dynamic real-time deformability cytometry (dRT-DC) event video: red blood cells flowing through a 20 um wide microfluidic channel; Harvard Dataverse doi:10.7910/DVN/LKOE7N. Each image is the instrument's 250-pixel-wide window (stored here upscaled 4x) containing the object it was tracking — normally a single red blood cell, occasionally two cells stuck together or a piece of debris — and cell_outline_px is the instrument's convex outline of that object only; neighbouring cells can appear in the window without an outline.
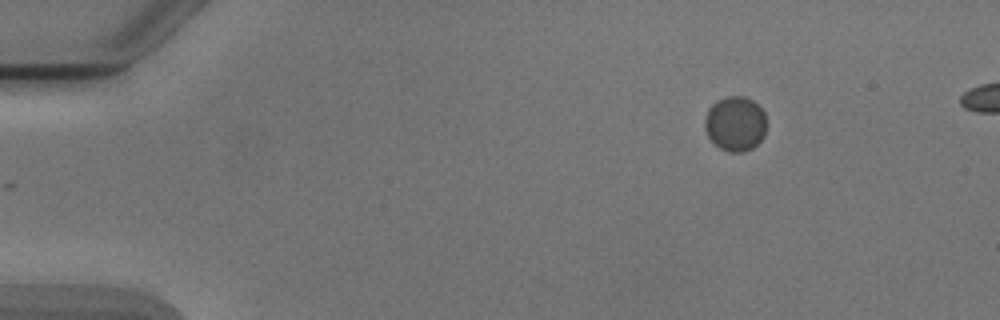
{"species": "Egyptian fruit bat (a non-hibernating species)", "species_latin": "Rousettus aegyptiacus", "temperature_condition": "cold", "stored_images_in_passage": 45, "camera_frame_rate_fps": 3000, "um_per_image_px": 0.085, "animal": {"sex": "male"}, "frame": {"image": 1, "passage_image": 1, "time_ms": 0.0, "image_size_px": [1000, 320], "cell_outline_px": [[764, 136], [752, 148], [744, 152], [728, 152], [720, 148], [708, 136], [704, 128], [704, 116], [708, 108], [716, 100], [724, 96], [744, 96], [752, 100], [764, 112]], "centroid_in_image_um": [62.45, 10.5], "position_along_channel_um": 22.5, "area_um2": 19.71}}
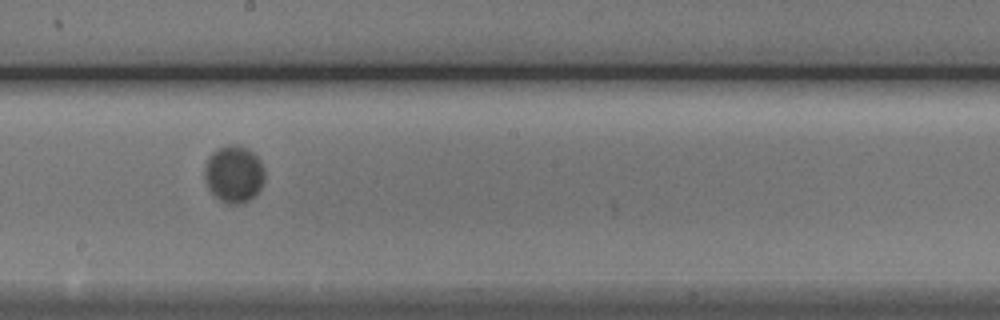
{"frame": {"image": 2, "passage_image": 24, "time_ms": 7.667, "image_size_px": [1000, 320], "cell_outline_px": [[264, 180], [260, 188], [248, 200], [240, 204], [224, 204], [208, 188], [204, 180], [204, 168], [208, 156], [212, 152], [228, 144], [236, 144], [252, 152], [260, 160], [264, 168]], "centroid_in_image_um": [19.85, 14.79], "position_along_channel_um": 228.3, "area_um2": 19.94}}
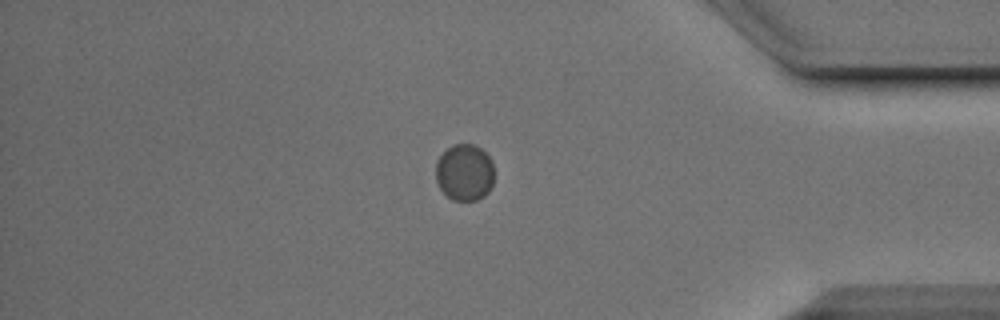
{"frame": {"image": 3, "passage_image": 39, "time_ms": 12.667, "image_size_px": [1000, 320], "cell_outline_px": [[492, 184], [488, 192], [484, 196], [476, 200], [452, 200], [440, 188], [436, 180], [436, 160], [452, 144], [472, 144], [480, 148], [492, 160]], "centroid_in_image_um": [39.47, 14.65], "position_along_channel_um": 395.7, "area_um2": 19.13}}